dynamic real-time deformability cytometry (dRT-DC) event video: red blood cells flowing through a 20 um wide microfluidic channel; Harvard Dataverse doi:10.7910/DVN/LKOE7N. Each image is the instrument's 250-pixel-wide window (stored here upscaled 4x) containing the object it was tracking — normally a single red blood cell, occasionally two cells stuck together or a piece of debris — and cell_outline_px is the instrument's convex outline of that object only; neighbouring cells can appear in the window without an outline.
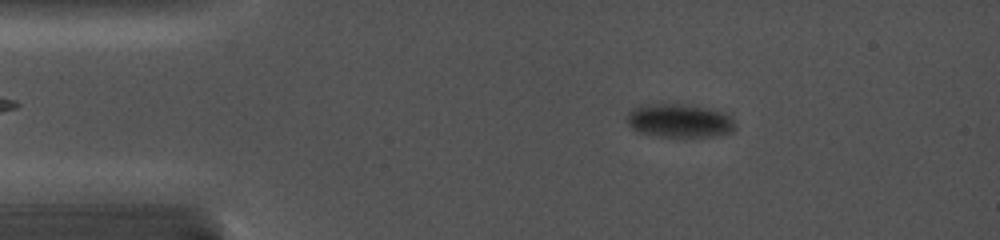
{"species": "common noctule bat (a hibernating species)", "species_latin": "Nyctalus noctula", "temperature_condition": "cold", "stored_images_in_passage": 42, "camera_frame_rate_fps": 5000, "um_per_image_px": 0.085, "animal": {"sex": "female", "body_mass_g": 19.0, "forearm_length_mm": 56.7}, "frame": {"image": 1, "passage_image": 8, "time_ms": 2.8, "image_size_px": [1000, 240], "cell_outline_px": [[736, 128], [732, 132], [712, 136], [660, 136], [640, 132], [632, 128], [628, 124], [628, 112], [632, 108], [640, 104], [680, 104], [708, 108], [728, 112], [736, 124]], "centroid_in_image_um": [57.79, 10.24], "position_along_channel_um": 27.2, "area_um2": 21.21}}
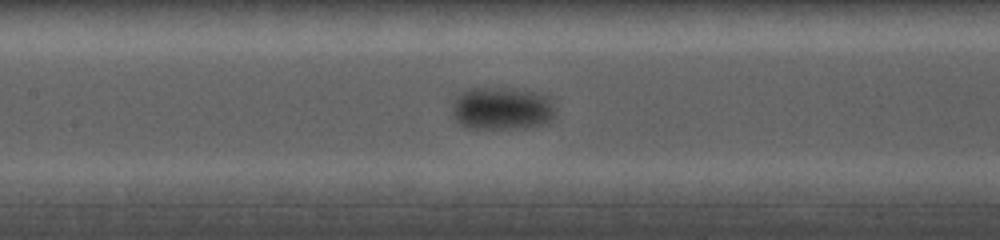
{"frame": {"image": 2, "passage_image": 22, "time_ms": 8.0, "image_size_px": [1000, 240], "cell_outline_px": [[556, 116], [540, 124], [528, 128], [468, 128], [460, 124], [452, 116], [452, 104], [456, 96], [464, 88], [524, 88], [548, 96], [556, 112]], "centroid_in_image_um": [42.64, 9.19], "position_along_channel_um": 164.8, "area_um2": 26.18}}
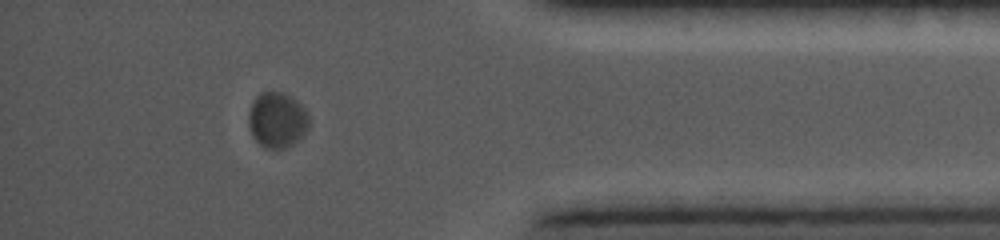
{"frame": {"image": 3, "passage_image": 38, "time_ms": 15.0, "image_size_px": [1000, 240], "cell_outline_px": [[308, 128], [292, 144], [284, 148], [264, 148], [252, 136], [248, 124], [248, 112], [252, 100], [260, 92], [284, 92], [292, 96], [308, 112]], "centroid_in_image_um": [23.52, 10.17], "position_along_channel_um": 411.7, "area_um2": 19.59}}